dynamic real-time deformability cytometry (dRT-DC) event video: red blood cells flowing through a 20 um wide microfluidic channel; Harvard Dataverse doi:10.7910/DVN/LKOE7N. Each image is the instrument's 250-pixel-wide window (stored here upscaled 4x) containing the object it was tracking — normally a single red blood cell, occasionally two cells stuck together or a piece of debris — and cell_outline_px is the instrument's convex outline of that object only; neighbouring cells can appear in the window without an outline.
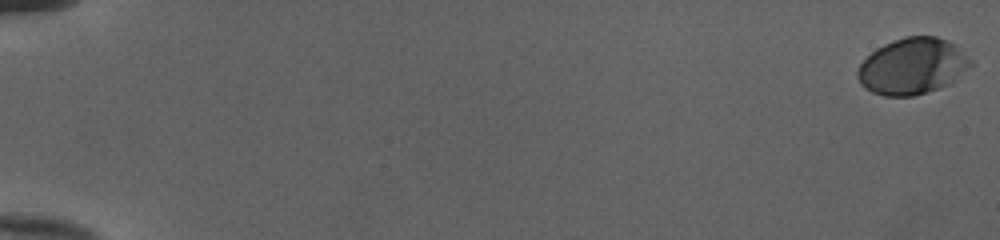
{"species": "human", "species_latin": "Homo sapiens", "temperature_condition": "cold", "stored_images_in_passage": 54, "camera_frame_rate_fps": 3000, "um_per_image_px": 0.085, "donor": {"sex": "female"}, "frame": {"image": 1, "passage_image": 1, "time_ms": 0.0, "image_size_px": [1000, 240], "cell_outline_px": [[976, 64], [948, 84], [940, 88], [912, 96], [884, 96], [872, 92], [864, 88], [860, 84], [856, 76], [856, 72], [860, 64], [876, 48], [884, 44], [904, 36], [936, 36], [948, 40], [972, 60]], "centroid_in_image_um": [77.55, 5.63], "position_along_channel_um": 7.5, "area_um2": 37.17}}
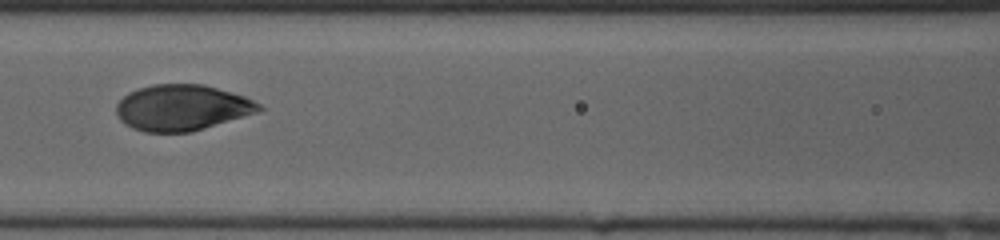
{"frame": {"image": 2, "passage_image": 27, "time_ms": 8.667, "image_size_px": [1000, 240], "cell_outline_px": [[264, 108], [256, 112], [192, 132], [144, 132], [132, 128], [124, 124], [120, 120], [116, 112], [116, 104], [128, 92], [136, 88], [152, 84], [204, 84], [244, 96], [260, 104]], "centroid_in_image_um": [15.42, 9.14], "position_along_channel_um": 151.2, "area_um2": 38.15}}
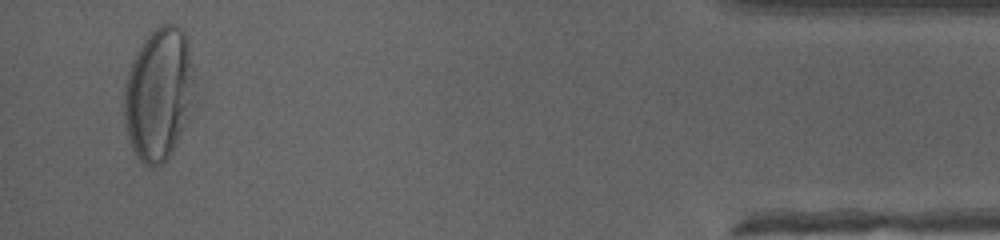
{"frame": {"image": 3, "passage_image": 52, "time_ms": 17.0, "image_size_px": [1000, 240], "cell_outline_px": [[188, 100], [184, 124], [176, 144], [172, 152], [156, 168], [148, 168], [136, 156], [128, 140], [124, 124], [124, 80], [132, 60], [144, 40], [160, 24], [176, 24], [184, 32], [188, 40]], "centroid_in_image_um": [13.35, 8.04], "position_along_channel_um": 421.8, "area_um2": 52.37}, "authors_computed_cell_mechanics": {"area_um2": 38.437, "velocity_mm_per_s": 3.9932, "shape_relaxation_time_tau1_ms": 4.4402, "shape_relaxation_time_tau2_ms": null, "deformation_change_tau1": 0.2184, "deformation_change_tau2": null}}